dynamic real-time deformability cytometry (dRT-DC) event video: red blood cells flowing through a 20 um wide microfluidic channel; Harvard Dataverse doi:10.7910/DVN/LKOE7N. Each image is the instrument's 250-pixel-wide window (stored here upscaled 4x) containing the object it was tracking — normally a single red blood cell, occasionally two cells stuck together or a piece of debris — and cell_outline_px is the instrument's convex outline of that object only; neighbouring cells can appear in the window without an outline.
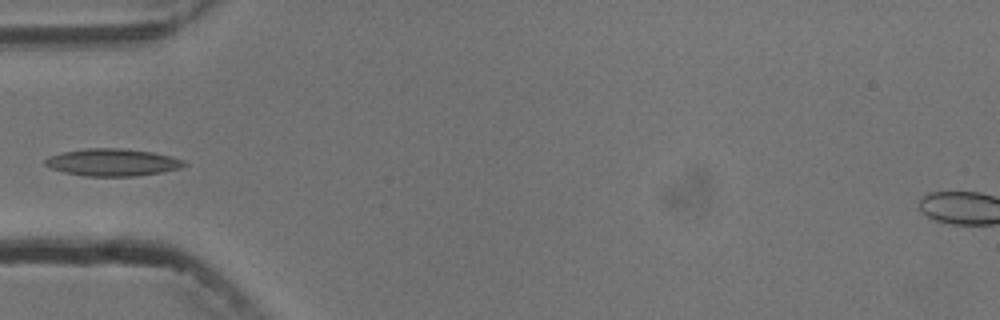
{"species": "common noctule bat (a hibernating species)", "species_latin": "Nyctalus noctula", "temperature_condition": "cold", "stored_images_in_passage": 5, "camera_frame_rate_fps": 3000, "um_per_image_px": 0.085, "animal": {"sex": "male", "body_mass_g": 13.3}, "frame": {"image": 1, "passage_image": 5, "time_ms": 4.667, "image_size_px": [1000, 320], "cell_outline_px": [[188, 164], [180, 168], [164, 172], [136, 176], [84, 176], [64, 172], [52, 168], [44, 164], [44, 160], [48, 156], [64, 152], [88, 148], [124, 148], [152, 152], [184, 160]], "centroid_in_image_um": [9.58, 13.8], "position_along_channel_um": 75.4, "area_um2": 22.08}}